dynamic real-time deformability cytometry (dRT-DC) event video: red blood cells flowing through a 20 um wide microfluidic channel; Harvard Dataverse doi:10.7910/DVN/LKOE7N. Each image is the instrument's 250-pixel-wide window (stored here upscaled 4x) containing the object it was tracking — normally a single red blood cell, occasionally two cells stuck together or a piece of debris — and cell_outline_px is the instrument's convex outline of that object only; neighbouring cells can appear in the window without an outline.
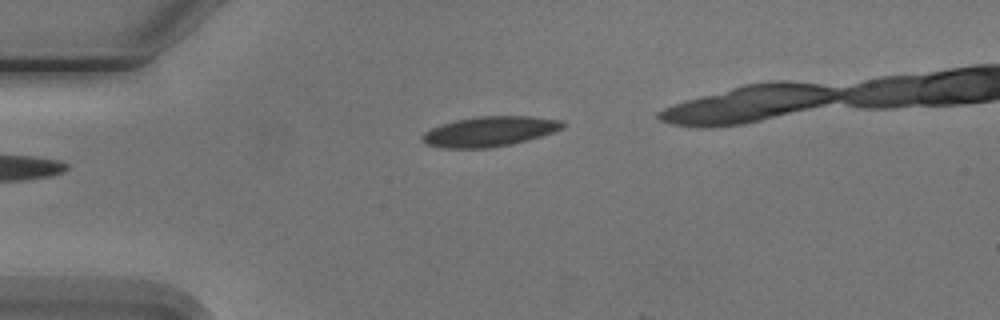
{"species": "Egyptian fruit bat (a non-hibernating species)", "species_latin": "Rousettus aegyptiacus", "temperature_condition": "cold", "stored_images_in_passage": 2, "camera_frame_rate_fps": 3000, "um_per_image_px": 0.085, "animal": {"sex": "male"}, "frame": {"image": 1, "passage_image": 1, "time_ms": 0.0, "image_size_px": [1000, 320], "cell_outline_px": [[564, 124], [560, 128], [552, 132], [540, 136], [512, 144], [488, 148], [444, 148], [428, 144], [424, 140], [424, 132], [432, 128], [456, 120], [476, 116], [532, 116], [564, 120]], "centroid_in_image_um": [41.65, 11.16], "position_along_channel_um": 43.4, "area_um2": 24.16}}